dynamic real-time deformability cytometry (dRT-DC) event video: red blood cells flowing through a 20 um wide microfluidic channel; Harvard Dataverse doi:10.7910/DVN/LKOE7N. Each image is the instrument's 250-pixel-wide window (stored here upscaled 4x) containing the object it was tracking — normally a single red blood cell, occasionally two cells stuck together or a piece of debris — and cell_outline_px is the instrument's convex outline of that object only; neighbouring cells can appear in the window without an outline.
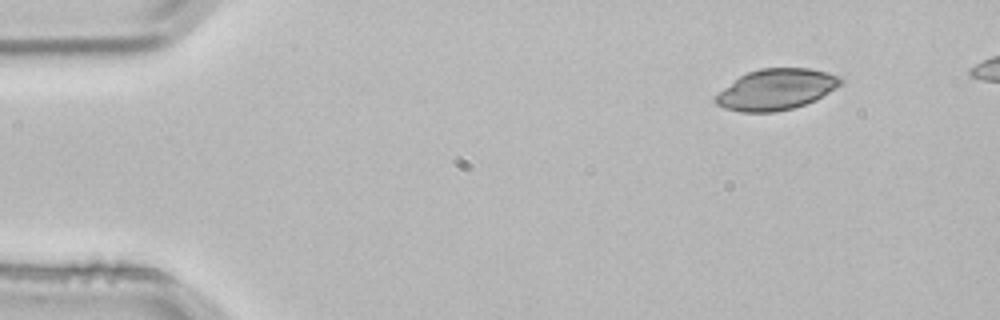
{"species": "common noctule bat (a hibernating species)", "species_latin": "Nyctalus noctula", "temperature_condition": "room temperature", "stored_images_in_passage": 4, "camera_frame_rate_fps": 3000, "um_per_image_px": 0.085, "animal": {"sex": "male", "body_mass_g": 21.5, "forearm_length_mm": 52.0}, "frame": {"image": 1, "passage_image": 1, "time_ms": 0.0, "image_size_px": [1000, 320], "cell_outline_px": [[844, 84], [816, 100], [792, 108], [776, 112], [740, 112], [724, 108], [716, 104], [716, 96], [724, 88], [740, 76], [748, 72], [760, 68], [808, 68], [828, 72], [840, 76], [844, 80]], "centroid_in_image_um": [66.04, 7.6], "position_along_channel_um": 19.0, "area_um2": 29.82}}